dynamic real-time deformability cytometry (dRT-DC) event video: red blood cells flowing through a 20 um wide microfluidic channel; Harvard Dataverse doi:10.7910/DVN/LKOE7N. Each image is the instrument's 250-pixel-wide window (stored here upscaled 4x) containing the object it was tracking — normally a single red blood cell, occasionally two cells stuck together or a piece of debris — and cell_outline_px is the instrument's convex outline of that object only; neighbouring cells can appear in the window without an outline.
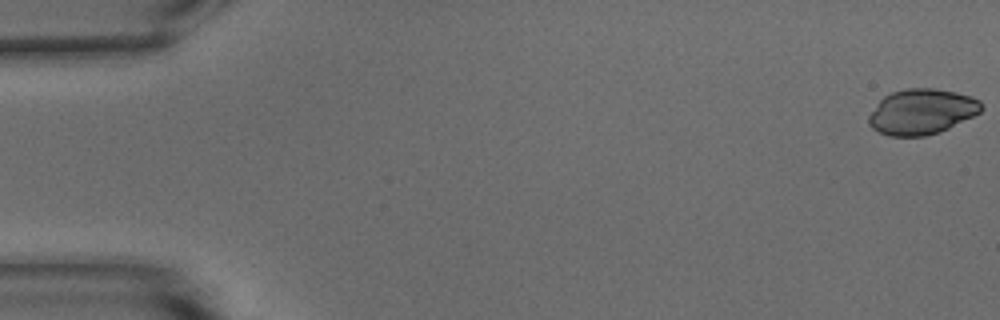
{"species": "common noctule bat (a hibernating species)", "species_latin": "Nyctalus noctula", "temperature_condition": "warm", "stored_images_in_passage": 54, "camera_frame_rate_fps": 3000, "um_per_image_px": 0.085, "animal": {"sex": "male", "body_mass_g": 15.6}, "frame": {"image": 1, "passage_image": 1, "time_ms": 0.0, "image_size_px": [1000, 320], "cell_outline_px": [[984, 108], [980, 112], [940, 132], [924, 136], [888, 136], [872, 128], [868, 124], [868, 116], [880, 100], [884, 96], [892, 92], [904, 88], [932, 88], [956, 92], [972, 96], [980, 100]], "centroid_in_image_um": [78.34, 9.49], "position_along_channel_um": 6.7, "area_um2": 29.82}}
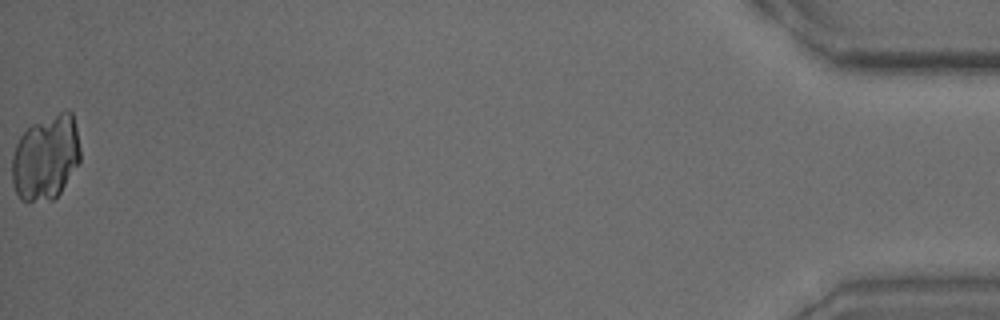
{"frame": {"image": 2, "passage_image": 54, "time_ms": 17.667, "image_size_px": [1000, 320], "cell_outline_px": [[80, 160], [60, 192], [52, 200], [28, 204], [20, 200], [16, 192], [12, 180], [12, 156], [16, 144], [20, 136], [32, 124], [68, 108], [72, 112], [76, 128], [80, 148]], "centroid_in_image_um": [3.88, 13.42], "position_along_channel_um": 431.3, "area_um2": 34.04}}